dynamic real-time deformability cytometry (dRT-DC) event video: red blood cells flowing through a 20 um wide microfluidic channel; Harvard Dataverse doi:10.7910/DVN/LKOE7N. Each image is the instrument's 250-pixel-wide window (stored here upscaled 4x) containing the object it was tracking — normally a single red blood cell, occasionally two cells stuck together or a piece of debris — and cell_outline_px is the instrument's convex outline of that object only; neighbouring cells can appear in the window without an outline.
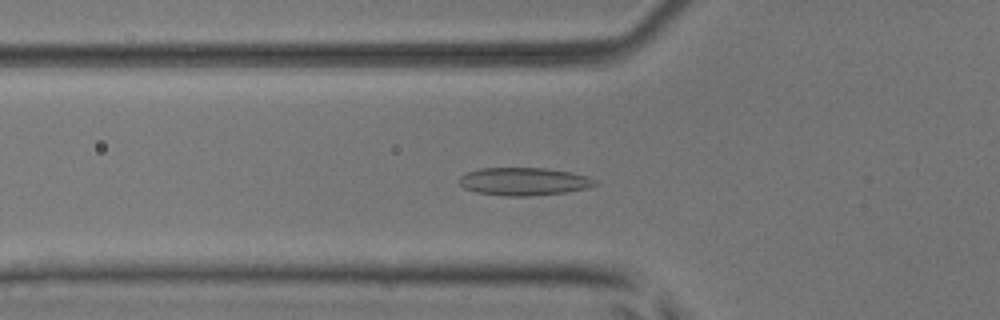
{"species": "common noctule bat (a hibernating species)", "species_latin": "Nyctalus noctula", "temperature_condition": "room temperature", "stored_images_in_passage": 48, "camera_frame_rate_fps": 3000, "um_per_image_px": 0.085, "animal": {"sex": "male", "body_mass_g": 17.9, "forearm_length_mm": 54.2}, "frame": {"image": 1, "passage_image": 19, "time_ms": 6.0, "image_size_px": [1000, 320], "cell_outline_px": [[600, 184], [584, 188], [564, 192], [528, 196], [504, 196], [476, 192], [464, 188], [460, 184], [460, 176], [464, 172], [480, 168], [544, 168], [568, 172], [588, 176], [596, 180]], "centroid_in_image_um": [44.49, 15.42], "position_along_channel_um": 81.3, "area_um2": 21.96}}
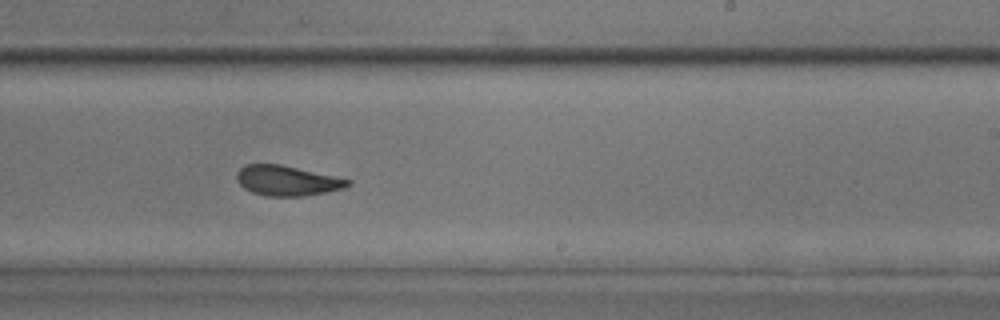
{"frame": {"image": 2, "passage_image": 33, "time_ms": 10.667, "image_size_px": [1000, 320], "cell_outline_px": [[352, 184], [344, 188], [304, 196], [264, 196], [252, 192], [244, 188], [236, 180], [236, 172], [244, 164], [280, 164], [336, 176], [352, 180]], "centroid_in_image_um": [24.39, 15.35], "position_along_channel_um": 264.6, "area_um2": 19.59}}
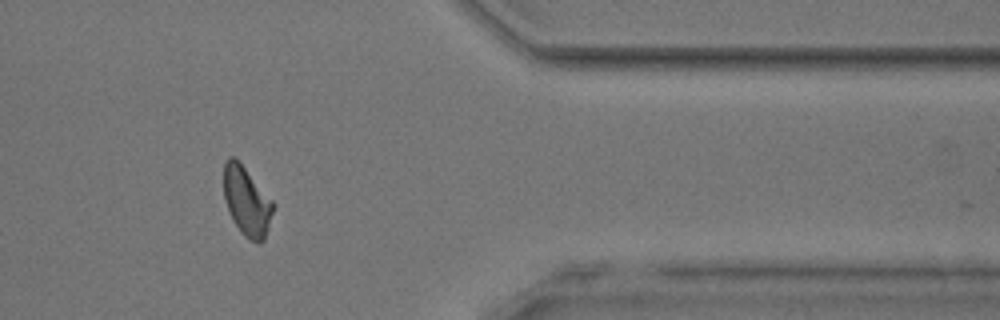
{"frame": {"image": 3, "passage_image": 44, "time_ms": 14.333, "image_size_px": [1000, 320], "cell_outline_px": [[276, 204], [264, 240], [260, 244], [248, 240], [240, 232], [232, 220], [228, 212], [224, 196], [224, 164], [228, 156], [236, 156]], "centroid_in_image_um": [20.98, 17.1], "position_along_channel_um": 390.4, "area_um2": 20.4}, "authors_computed_cell_mechanics": {"area_um2": 20.3167, "velocity_mm_per_s": 3.9358, "shape_relaxation_time_tau1_ms": 3.8778, "shape_relaxation_time_tau2_ms": 1.2384, "deformation_change_tau1": 0.1199, "deformation_change_tau2": 0.0733}}